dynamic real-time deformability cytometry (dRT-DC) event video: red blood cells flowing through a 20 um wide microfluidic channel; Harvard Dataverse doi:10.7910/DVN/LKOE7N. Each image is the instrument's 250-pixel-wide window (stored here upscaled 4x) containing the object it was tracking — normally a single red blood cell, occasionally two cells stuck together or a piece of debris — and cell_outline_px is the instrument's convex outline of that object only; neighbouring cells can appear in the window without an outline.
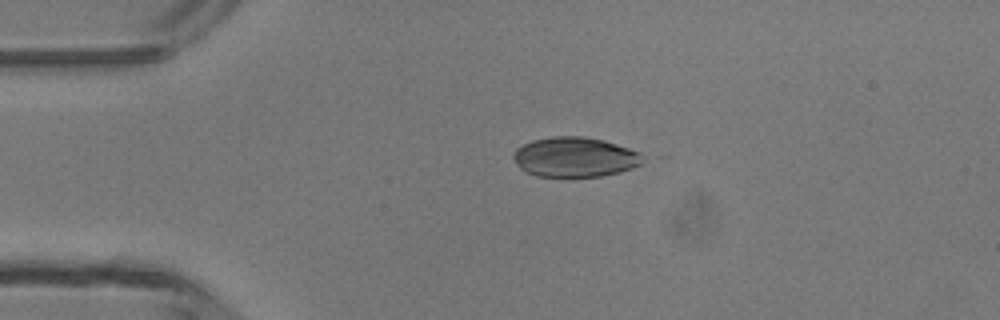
{"species": "common noctule bat (a hibernating species)", "species_latin": "Nyctalus noctula", "temperature_condition": "room temperature", "stored_images_in_passage": 4, "camera_frame_rate_fps": 3000, "um_per_image_px": 0.085, "animal": {"sex": "male", "body_mass_g": 13.3}, "frame": {"image": 1, "passage_image": 3, "time_ms": 2.667, "image_size_px": [1000, 320], "cell_outline_px": [[648, 156], [640, 164], [632, 168], [620, 172], [600, 176], [536, 176], [520, 168], [512, 156], [512, 152], [516, 148], [532, 140], [552, 136], [584, 136], [604, 140], [640, 152]], "centroid_in_image_um": [48.89, 13.34], "position_along_channel_um": 36.1, "area_um2": 30.17}}